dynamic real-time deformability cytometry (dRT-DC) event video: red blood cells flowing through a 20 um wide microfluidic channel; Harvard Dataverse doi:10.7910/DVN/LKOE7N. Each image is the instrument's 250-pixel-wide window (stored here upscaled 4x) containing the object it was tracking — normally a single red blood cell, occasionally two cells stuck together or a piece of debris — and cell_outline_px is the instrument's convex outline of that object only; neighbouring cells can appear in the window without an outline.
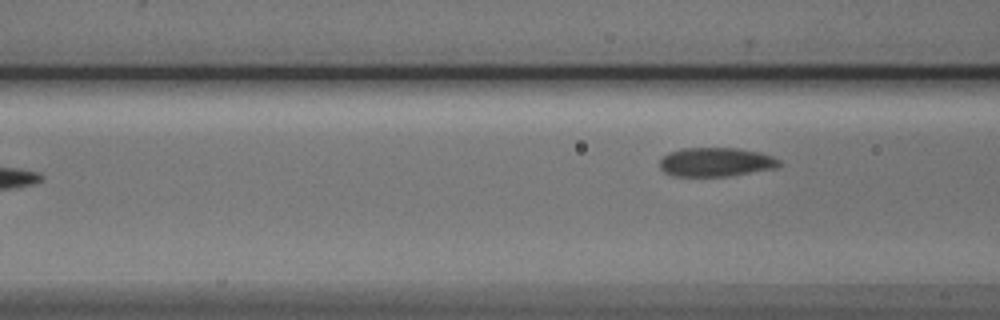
{"species": "Egyptian fruit bat (a non-hibernating species)", "species_latin": "Rousettus aegyptiacus", "temperature_condition": "cold", "stored_images_in_passage": 4, "camera_frame_rate_fps": 3000, "um_per_image_px": 0.085, "animal": {"sex": "male"}, "frame": {"image": 1, "passage_image": 4, "time_ms": 3.667, "image_size_px": [1000, 320], "cell_outline_px": [[784, 164], [780, 168], [728, 176], [672, 176], [664, 172], [660, 168], [660, 160], [668, 152], [680, 148], [736, 148], [760, 152], [772, 156], [780, 160]], "centroid_in_image_um": [60.89, 13.78], "position_along_channel_um": 105.7, "area_um2": 20.52}}